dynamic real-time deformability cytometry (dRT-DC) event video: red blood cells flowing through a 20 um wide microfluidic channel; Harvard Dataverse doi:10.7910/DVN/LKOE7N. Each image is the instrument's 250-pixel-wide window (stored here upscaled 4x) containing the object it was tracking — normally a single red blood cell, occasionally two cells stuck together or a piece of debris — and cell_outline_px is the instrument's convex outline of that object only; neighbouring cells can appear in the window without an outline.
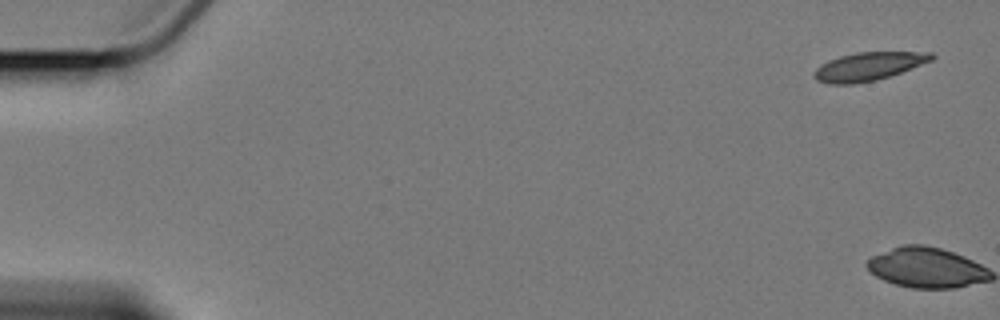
{"species": "Egyptian fruit bat (a non-hibernating species)", "species_latin": "Rousettus aegyptiacus", "temperature_condition": "cold", "stored_images_in_passage": 7, "camera_frame_rate_fps": 3000, "um_per_image_px": 0.085, "animal": {"sex": "female"}, "frame": {"image": 1, "passage_image": 1, "time_ms": 0.0, "image_size_px": [1000, 320], "cell_outline_px": [[936, 56], [932, 60], [900, 72], [876, 80], [852, 84], [828, 84], [816, 80], [812, 76], [812, 72], [820, 64], [828, 60], [840, 56], [856, 52], [932, 52]], "centroid_in_image_um": [73.76, 5.64], "position_along_channel_um": 11.2, "area_um2": 19.36}}